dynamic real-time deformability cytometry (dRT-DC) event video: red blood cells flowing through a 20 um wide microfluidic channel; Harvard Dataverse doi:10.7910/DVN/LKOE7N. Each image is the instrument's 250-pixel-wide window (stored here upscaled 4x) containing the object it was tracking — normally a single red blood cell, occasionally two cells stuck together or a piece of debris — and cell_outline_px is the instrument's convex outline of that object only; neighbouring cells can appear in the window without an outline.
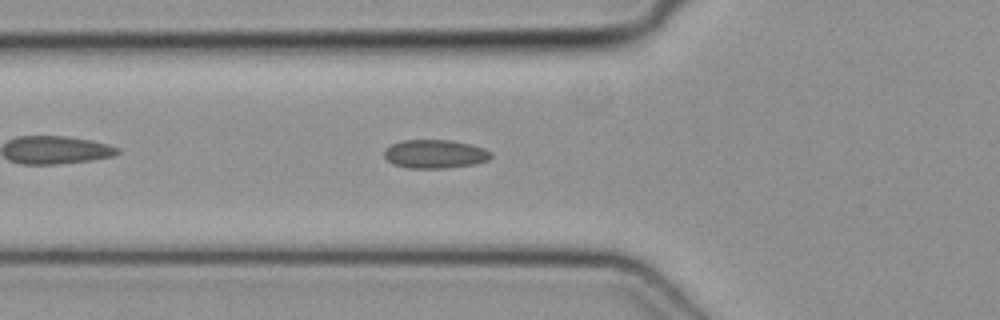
{"species": "common noctule bat (a hibernating species)", "species_latin": "Nyctalus noctula", "temperature_condition": "cold", "stored_images_in_passage": 29, "camera_frame_rate_fps": 3000, "um_per_image_px": 0.085, "animal": {"sex": "female", "body_mass_g": 19.3, "forearm_length_mm": 54.1}, "frame": {"image": 1, "passage_image": 6, "time_ms": 1.667, "image_size_px": [1000, 320], "cell_outline_px": [[492, 156], [488, 160], [476, 164], [444, 168], [408, 168], [392, 164], [384, 156], [384, 152], [392, 144], [404, 140], [448, 140], [468, 144], [484, 148], [492, 152]], "centroid_in_image_um": [36.99, 13.1], "position_along_channel_um": 88.8, "area_um2": 17.69}}
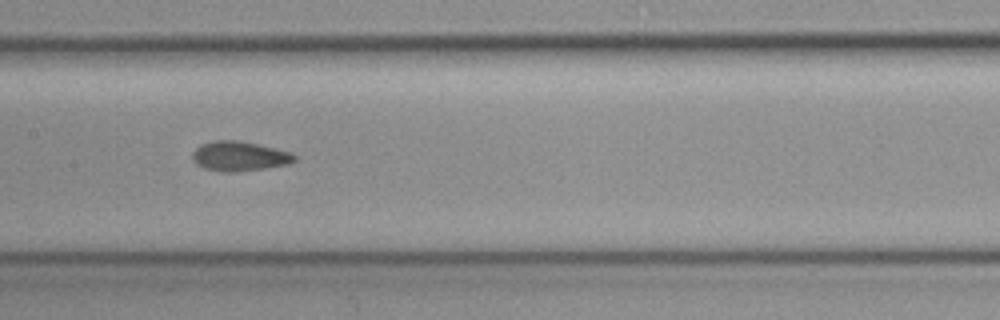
{"frame": {"image": 2, "passage_image": 13, "time_ms": 4.0, "image_size_px": [1000, 320], "cell_outline_px": [[296, 160], [288, 164], [264, 168], [236, 172], [220, 172], [204, 168], [196, 164], [192, 160], [192, 152], [200, 144], [216, 140], [236, 140], [256, 144], [288, 152], [296, 156]], "centroid_in_image_um": [20.28, 13.29], "position_along_channel_um": 187.1, "area_um2": 17.51}}
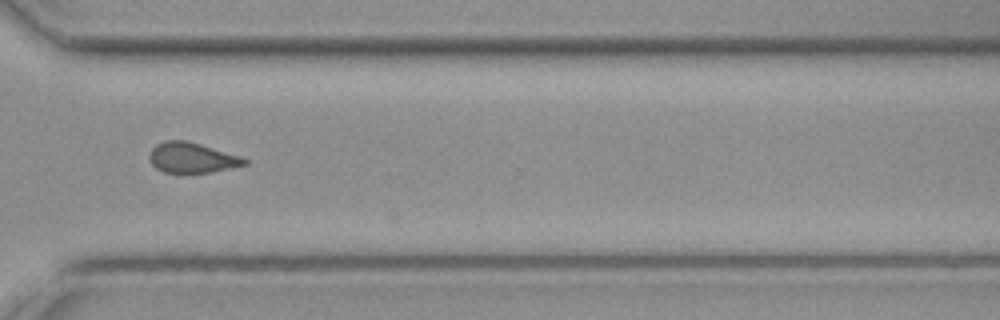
{"frame": {"image": 3, "passage_image": 25, "time_ms": 8.0, "image_size_px": [1000, 320], "cell_outline_px": [[248, 164], [212, 172], [164, 172], [156, 168], [148, 160], [148, 156], [152, 148], [156, 144], [164, 140], [184, 140], [200, 144], [248, 160]], "centroid_in_image_um": [16.24, 13.4], "position_along_channel_um": 354.4, "area_um2": 16.47}}